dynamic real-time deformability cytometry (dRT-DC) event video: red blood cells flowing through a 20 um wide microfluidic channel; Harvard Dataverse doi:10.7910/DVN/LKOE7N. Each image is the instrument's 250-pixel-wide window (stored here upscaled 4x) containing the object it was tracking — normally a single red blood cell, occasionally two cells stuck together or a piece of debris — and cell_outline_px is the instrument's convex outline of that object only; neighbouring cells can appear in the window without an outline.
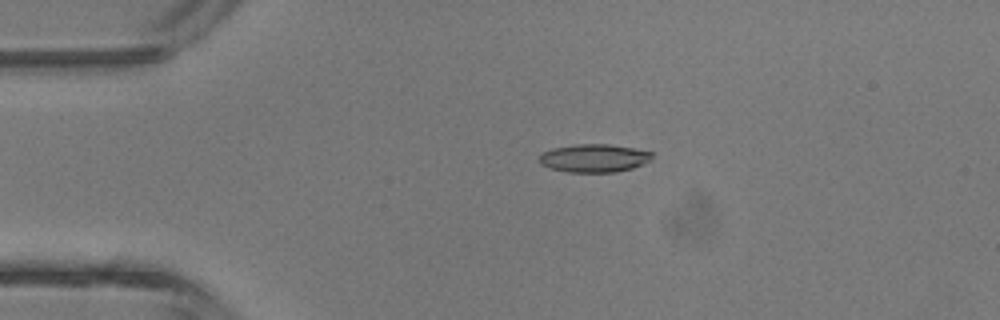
{"species": "common noctule bat (a hibernating species)", "species_latin": "Nyctalus noctula", "temperature_condition": "room temperature", "stored_images_in_passage": 4, "camera_frame_rate_fps": 3000, "um_per_image_px": 0.085, "animal": {"sex": "male", "body_mass_g": 13.3}, "frame": {"image": 1, "passage_image": 3, "time_ms": 2.333, "image_size_px": [1000, 320], "cell_outline_px": [[656, 152], [652, 160], [644, 164], [632, 168], [616, 172], [568, 172], [548, 168], [540, 164], [536, 160], [544, 152], [552, 148], [576, 144], [608, 144]], "centroid_in_image_um": [50.51, 13.44], "position_along_channel_um": 34.5, "area_um2": 18.79}}